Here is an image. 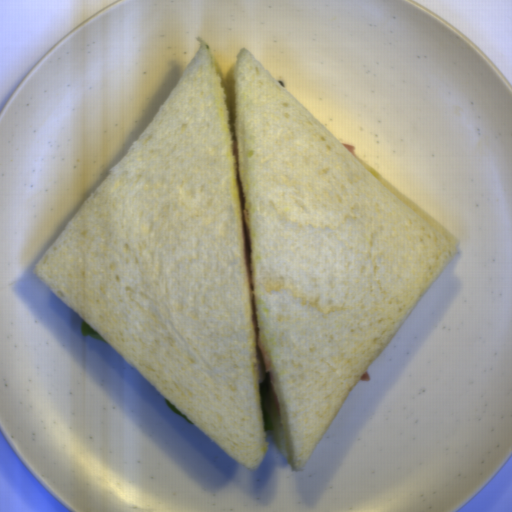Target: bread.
Masks as SVG:
<instances>
[{
	"instance_id": "8d2b1439",
	"label": "bread",
	"mask_w": 512,
	"mask_h": 512,
	"mask_svg": "<svg viewBox=\"0 0 512 512\" xmlns=\"http://www.w3.org/2000/svg\"><path fill=\"white\" fill-rule=\"evenodd\" d=\"M199 46L31 272L244 467L303 469L460 250L249 52Z\"/></svg>"
}]
</instances>
